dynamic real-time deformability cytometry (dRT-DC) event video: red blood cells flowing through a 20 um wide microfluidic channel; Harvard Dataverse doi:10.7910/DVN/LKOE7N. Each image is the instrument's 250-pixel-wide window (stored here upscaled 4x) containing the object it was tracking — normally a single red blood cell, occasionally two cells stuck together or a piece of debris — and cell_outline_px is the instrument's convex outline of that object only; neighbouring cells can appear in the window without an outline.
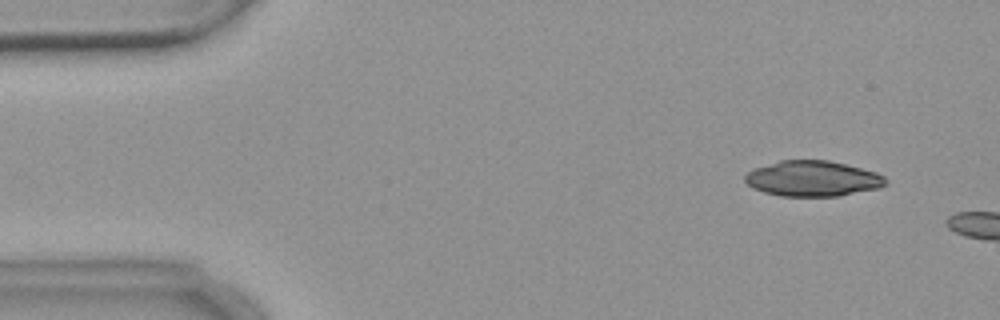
{"species": "common noctule bat (a hibernating species)", "species_latin": "Nyctalus noctula", "temperature_condition": "warm", "stored_images_in_passage": 2, "camera_frame_rate_fps": 3000, "um_per_image_px": 0.085, "animal": {"sex": "female", "body_mass_g": 18.4}, "frame": {"image": 1, "passage_image": 1, "time_ms": 0.0, "image_size_px": [1000, 320], "cell_outline_px": [[888, 184], [880, 188], [840, 196], [780, 196], [764, 192], [752, 188], [744, 180], [744, 176], [748, 172], [756, 168], [780, 160], [828, 160], [876, 172], [884, 176], [888, 180]], "centroid_in_image_um": [69.1, 15.19], "position_along_channel_um": 15.9, "area_um2": 29.19}}